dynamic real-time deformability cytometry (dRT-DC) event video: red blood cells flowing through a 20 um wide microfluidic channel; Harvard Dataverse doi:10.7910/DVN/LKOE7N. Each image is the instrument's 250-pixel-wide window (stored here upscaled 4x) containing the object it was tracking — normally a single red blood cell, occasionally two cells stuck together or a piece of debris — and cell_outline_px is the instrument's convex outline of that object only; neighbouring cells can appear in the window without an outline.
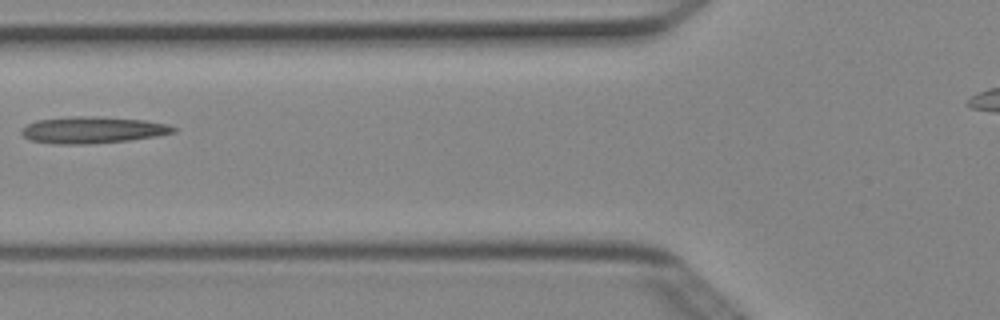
{"species": "Egyptian fruit bat (a non-hibernating species)", "species_latin": "Rousettus aegyptiacus", "temperature_condition": "cold", "stored_images_in_passage": 6, "camera_frame_rate_fps": 3000, "um_per_image_px": 0.085, "animal": {"sex": "female"}, "frame": {"image": 1, "passage_image": 6, "time_ms": 1.667, "image_size_px": [1000, 320], "cell_outline_px": [[176, 132], [156, 136], [128, 140], [88, 144], [52, 144], [32, 140], [24, 136], [20, 132], [28, 124], [36, 120], [72, 116], [96, 116], [144, 120], [168, 124], [176, 128]], "centroid_in_image_um": [7.88, 11.04], "position_along_channel_um": 117.9, "area_um2": 23.52}}